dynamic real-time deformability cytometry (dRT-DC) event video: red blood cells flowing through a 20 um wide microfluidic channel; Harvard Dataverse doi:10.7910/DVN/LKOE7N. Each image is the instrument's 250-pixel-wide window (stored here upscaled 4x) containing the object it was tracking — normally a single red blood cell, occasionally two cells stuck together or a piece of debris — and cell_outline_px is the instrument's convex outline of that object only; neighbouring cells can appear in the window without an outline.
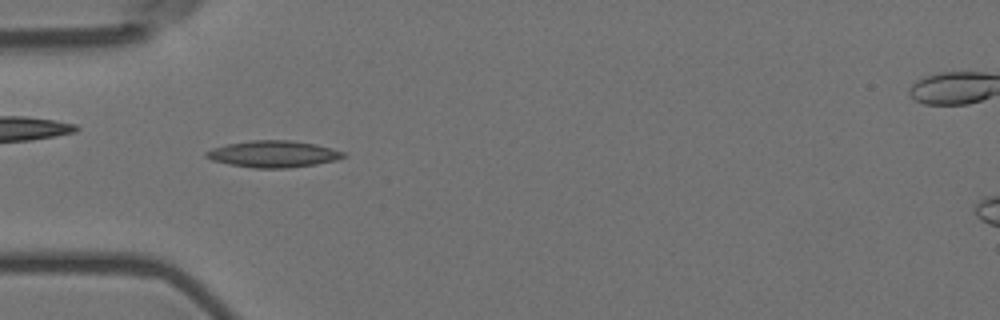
{"species": "Egyptian fruit bat (a non-hibernating species)", "species_latin": "Rousettus aegyptiacus", "temperature_condition": "room temperature", "stored_images_in_passage": 39, "camera_frame_rate_fps": 3000, "um_per_image_px": 0.085, "animal": {"sex": "female"}, "frame": {"image": 1, "passage_image": 6, "time_ms": 1.667, "image_size_px": [1000, 320], "cell_outline_px": [[344, 156], [336, 160], [316, 164], [288, 168], [252, 168], [228, 164], [212, 160], [204, 156], [204, 152], [212, 148], [228, 144], [252, 140], [292, 140], [316, 144], [332, 148], [344, 152]], "centroid_in_image_um": [23.2, 13.09], "position_along_channel_um": 61.8, "area_um2": 21.33}}
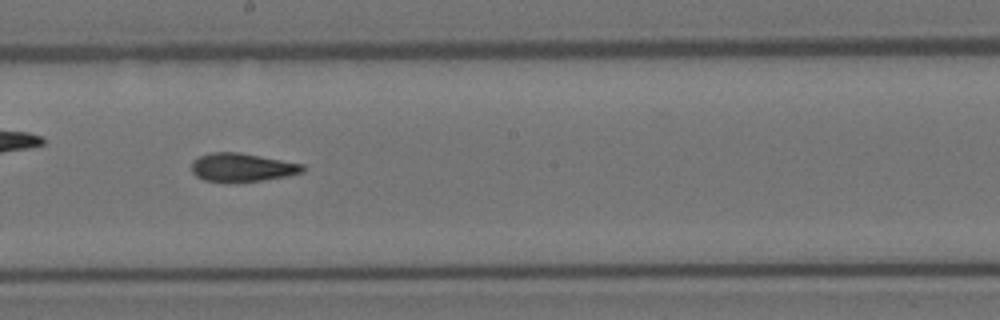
{"frame": {"image": 2, "passage_image": 20, "time_ms": 6.333, "image_size_px": [1000, 320], "cell_outline_px": [[304, 172], [288, 176], [260, 180], [204, 180], [196, 176], [192, 172], [192, 160], [200, 156], [212, 152], [240, 152], [304, 164]], "centroid_in_image_um": [20.6, 14.19], "position_along_channel_um": 227.6, "area_um2": 17.98}}
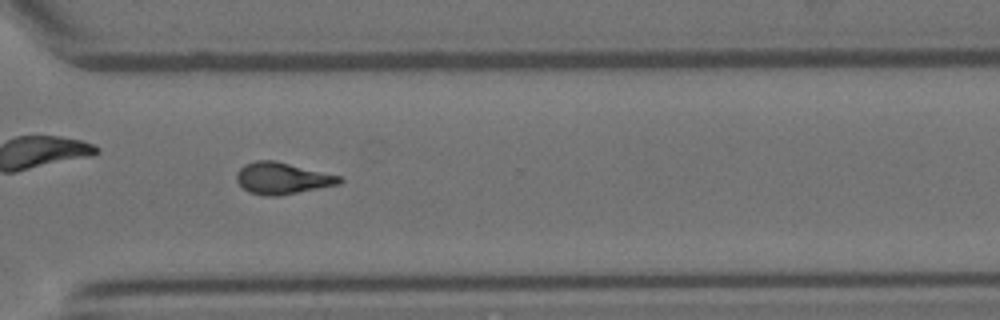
{"frame": {"image": 3, "passage_image": 30, "time_ms": 9.667, "image_size_px": [1000, 320], "cell_outline_px": [[344, 180], [340, 184], [280, 196], [264, 196], [248, 192], [236, 180], [236, 172], [244, 164], [256, 160], [272, 160], [340, 176]], "centroid_in_image_um": [23.97, 15.17], "position_along_channel_um": 346.6, "area_um2": 18.9}, "authors_computed_cell_mechanics": {"area_um2": 18.6694, "velocity_mm_per_s": 3.5785, "shape_relaxation_time_tau1_ms": null, "shape_relaxation_time_tau2_ms": 3.7124, "deformation_change_tau1": null, "deformation_change_tau2": 0.1228}}